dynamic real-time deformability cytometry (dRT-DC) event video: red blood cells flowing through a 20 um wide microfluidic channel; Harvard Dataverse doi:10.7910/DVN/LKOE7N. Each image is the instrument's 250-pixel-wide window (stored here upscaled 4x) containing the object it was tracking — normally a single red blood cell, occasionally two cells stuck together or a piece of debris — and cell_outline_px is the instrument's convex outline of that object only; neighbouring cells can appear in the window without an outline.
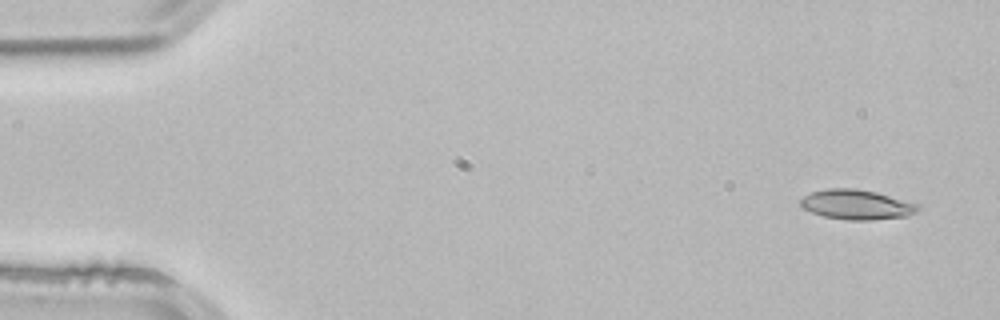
{"species": "common noctule bat (a hibernating species)", "species_latin": "Nyctalus noctula", "temperature_condition": "room temperature", "stored_images_in_passage": 4, "camera_frame_rate_fps": 3000, "um_per_image_px": 0.085, "animal": {"sex": "male", "body_mass_g": 21.5, "forearm_length_mm": 52.0}, "frame": {"image": 1, "passage_image": 1, "time_ms": 0.0, "image_size_px": [1000, 320], "cell_outline_px": [[920, 208], [916, 212], [908, 216], [872, 220], [848, 220], [824, 216], [800, 208], [800, 200], [804, 196], [812, 192], [828, 188], [856, 188], [876, 192], [920, 204]], "centroid_in_image_um": [72.82, 17.39], "position_along_channel_um": 12.2, "area_um2": 20.52}}
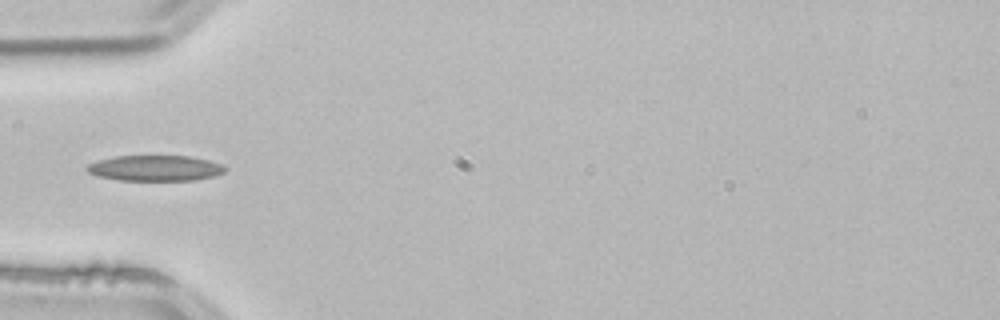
{"frame": {"image": 2, "passage_image": 4, "time_ms": 1.0, "image_size_px": [1000, 320], "cell_outline_px": [[228, 168], [224, 172], [216, 176], [196, 180], [116, 180], [96, 176], [88, 172], [84, 168], [88, 164], [100, 160], [116, 156], [192, 156], [208, 160], [220, 164]], "centroid_in_image_um": [13.19, 14.3], "position_along_channel_um": 71.8, "area_um2": 20.75}}